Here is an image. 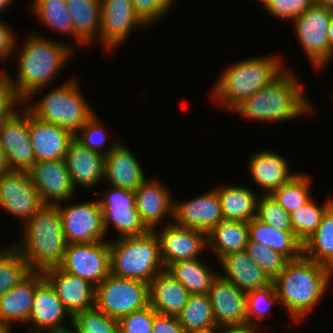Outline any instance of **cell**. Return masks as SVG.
Segmentation results:
<instances>
[{
    "mask_svg": "<svg viewBox=\"0 0 333 333\" xmlns=\"http://www.w3.org/2000/svg\"><path fill=\"white\" fill-rule=\"evenodd\" d=\"M330 280V268L302 255L289 260L284 271L272 283L279 303L285 306L294 322H299L315 309Z\"/></svg>",
    "mask_w": 333,
    "mask_h": 333,
    "instance_id": "1",
    "label": "cell"
},
{
    "mask_svg": "<svg viewBox=\"0 0 333 333\" xmlns=\"http://www.w3.org/2000/svg\"><path fill=\"white\" fill-rule=\"evenodd\" d=\"M23 46L22 51L15 54L19 64L16 80L8 74L6 78L25 102L55 78L70 59L72 48L37 34L28 37Z\"/></svg>",
    "mask_w": 333,
    "mask_h": 333,
    "instance_id": "2",
    "label": "cell"
},
{
    "mask_svg": "<svg viewBox=\"0 0 333 333\" xmlns=\"http://www.w3.org/2000/svg\"><path fill=\"white\" fill-rule=\"evenodd\" d=\"M23 226L24 237L13 246L24 257L30 270L43 272L59 267L67 243L58 206L44 204Z\"/></svg>",
    "mask_w": 333,
    "mask_h": 333,
    "instance_id": "3",
    "label": "cell"
},
{
    "mask_svg": "<svg viewBox=\"0 0 333 333\" xmlns=\"http://www.w3.org/2000/svg\"><path fill=\"white\" fill-rule=\"evenodd\" d=\"M302 87L288 68L270 84L246 99L234 111L256 121H287L312 113V105L303 95Z\"/></svg>",
    "mask_w": 333,
    "mask_h": 333,
    "instance_id": "4",
    "label": "cell"
},
{
    "mask_svg": "<svg viewBox=\"0 0 333 333\" xmlns=\"http://www.w3.org/2000/svg\"><path fill=\"white\" fill-rule=\"evenodd\" d=\"M278 57L246 59L227 67L213 88L212 98L234 111L284 71Z\"/></svg>",
    "mask_w": 333,
    "mask_h": 333,
    "instance_id": "5",
    "label": "cell"
},
{
    "mask_svg": "<svg viewBox=\"0 0 333 333\" xmlns=\"http://www.w3.org/2000/svg\"><path fill=\"white\" fill-rule=\"evenodd\" d=\"M111 274L149 284L165 270L160 241L155 231L140 236L119 237L109 242Z\"/></svg>",
    "mask_w": 333,
    "mask_h": 333,
    "instance_id": "6",
    "label": "cell"
},
{
    "mask_svg": "<svg viewBox=\"0 0 333 333\" xmlns=\"http://www.w3.org/2000/svg\"><path fill=\"white\" fill-rule=\"evenodd\" d=\"M57 87L37 101V104L28 105L26 109L39 120L76 134L94 112L84 100L74 78Z\"/></svg>",
    "mask_w": 333,
    "mask_h": 333,
    "instance_id": "7",
    "label": "cell"
},
{
    "mask_svg": "<svg viewBox=\"0 0 333 333\" xmlns=\"http://www.w3.org/2000/svg\"><path fill=\"white\" fill-rule=\"evenodd\" d=\"M149 305V285L110 274L95 287L94 306L109 317L119 320Z\"/></svg>",
    "mask_w": 333,
    "mask_h": 333,
    "instance_id": "8",
    "label": "cell"
},
{
    "mask_svg": "<svg viewBox=\"0 0 333 333\" xmlns=\"http://www.w3.org/2000/svg\"><path fill=\"white\" fill-rule=\"evenodd\" d=\"M332 14V8L313 4L292 21L298 41L315 69L324 67L333 56L328 42Z\"/></svg>",
    "mask_w": 333,
    "mask_h": 333,
    "instance_id": "9",
    "label": "cell"
},
{
    "mask_svg": "<svg viewBox=\"0 0 333 333\" xmlns=\"http://www.w3.org/2000/svg\"><path fill=\"white\" fill-rule=\"evenodd\" d=\"M59 267L96 287L111 274L109 241L67 244Z\"/></svg>",
    "mask_w": 333,
    "mask_h": 333,
    "instance_id": "10",
    "label": "cell"
},
{
    "mask_svg": "<svg viewBox=\"0 0 333 333\" xmlns=\"http://www.w3.org/2000/svg\"><path fill=\"white\" fill-rule=\"evenodd\" d=\"M110 188V191L101 193L103 197L101 200L98 199L106 232L110 224H113L118 234H121L120 237L140 236L147 233L149 230L142 223L136 208L134 191L114 186Z\"/></svg>",
    "mask_w": 333,
    "mask_h": 333,
    "instance_id": "11",
    "label": "cell"
},
{
    "mask_svg": "<svg viewBox=\"0 0 333 333\" xmlns=\"http://www.w3.org/2000/svg\"><path fill=\"white\" fill-rule=\"evenodd\" d=\"M58 206L67 244L104 241L107 234L103 224V212L99 201L78 203L75 206Z\"/></svg>",
    "mask_w": 333,
    "mask_h": 333,
    "instance_id": "12",
    "label": "cell"
},
{
    "mask_svg": "<svg viewBox=\"0 0 333 333\" xmlns=\"http://www.w3.org/2000/svg\"><path fill=\"white\" fill-rule=\"evenodd\" d=\"M44 205L28 172L7 170L0 174V207L13 216L23 219V224Z\"/></svg>",
    "mask_w": 333,
    "mask_h": 333,
    "instance_id": "13",
    "label": "cell"
},
{
    "mask_svg": "<svg viewBox=\"0 0 333 333\" xmlns=\"http://www.w3.org/2000/svg\"><path fill=\"white\" fill-rule=\"evenodd\" d=\"M16 113L0 124V143L10 170L28 172L36 162L29 134V111ZM24 114V115H23Z\"/></svg>",
    "mask_w": 333,
    "mask_h": 333,
    "instance_id": "14",
    "label": "cell"
},
{
    "mask_svg": "<svg viewBox=\"0 0 333 333\" xmlns=\"http://www.w3.org/2000/svg\"><path fill=\"white\" fill-rule=\"evenodd\" d=\"M164 227L160 232L158 229L154 231L160 241L161 257L165 269L180 260L198 259V255L204 249L208 250L206 233L174 223H168Z\"/></svg>",
    "mask_w": 333,
    "mask_h": 333,
    "instance_id": "15",
    "label": "cell"
},
{
    "mask_svg": "<svg viewBox=\"0 0 333 333\" xmlns=\"http://www.w3.org/2000/svg\"><path fill=\"white\" fill-rule=\"evenodd\" d=\"M28 173L44 204L68 201L75 193L64 160L37 161Z\"/></svg>",
    "mask_w": 333,
    "mask_h": 333,
    "instance_id": "16",
    "label": "cell"
},
{
    "mask_svg": "<svg viewBox=\"0 0 333 333\" xmlns=\"http://www.w3.org/2000/svg\"><path fill=\"white\" fill-rule=\"evenodd\" d=\"M174 224L208 234L223 218L216 187L197 198L173 206Z\"/></svg>",
    "mask_w": 333,
    "mask_h": 333,
    "instance_id": "17",
    "label": "cell"
},
{
    "mask_svg": "<svg viewBox=\"0 0 333 333\" xmlns=\"http://www.w3.org/2000/svg\"><path fill=\"white\" fill-rule=\"evenodd\" d=\"M208 296L217 326L247 325L246 292L218 274L209 289Z\"/></svg>",
    "mask_w": 333,
    "mask_h": 333,
    "instance_id": "18",
    "label": "cell"
},
{
    "mask_svg": "<svg viewBox=\"0 0 333 333\" xmlns=\"http://www.w3.org/2000/svg\"><path fill=\"white\" fill-rule=\"evenodd\" d=\"M145 27L136 15L131 0H101L100 40L112 50L126 40L135 27Z\"/></svg>",
    "mask_w": 333,
    "mask_h": 333,
    "instance_id": "19",
    "label": "cell"
},
{
    "mask_svg": "<svg viewBox=\"0 0 333 333\" xmlns=\"http://www.w3.org/2000/svg\"><path fill=\"white\" fill-rule=\"evenodd\" d=\"M43 275L72 317L94 307L95 286L89 281L60 267L47 269Z\"/></svg>",
    "mask_w": 333,
    "mask_h": 333,
    "instance_id": "20",
    "label": "cell"
},
{
    "mask_svg": "<svg viewBox=\"0 0 333 333\" xmlns=\"http://www.w3.org/2000/svg\"><path fill=\"white\" fill-rule=\"evenodd\" d=\"M64 316L65 318L68 316L72 321V316L51 285L44 279L36 288L31 314L27 321L35 326L36 331L31 328L29 333H57L66 330L68 327L64 325Z\"/></svg>",
    "mask_w": 333,
    "mask_h": 333,
    "instance_id": "21",
    "label": "cell"
},
{
    "mask_svg": "<svg viewBox=\"0 0 333 333\" xmlns=\"http://www.w3.org/2000/svg\"><path fill=\"white\" fill-rule=\"evenodd\" d=\"M43 280V272L31 271L0 297V329H10L16 321L27 323L36 288Z\"/></svg>",
    "mask_w": 333,
    "mask_h": 333,
    "instance_id": "22",
    "label": "cell"
},
{
    "mask_svg": "<svg viewBox=\"0 0 333 333\" xmlns=\"http://www.w3.org/2000/svg\"><path fill=\"white\" fill-rule=\"evenodd\" d=\"M29 134L37 161L64 160L74 134L58 125L39 120L29 112Z\"/></svg>",
    "mask_w": 333,
    "mask_h": 333,
    "instance_id": "23",
    "label": "cell"
},
{
    "mask_svg": "<svg viewBox=\"0 0 333 333\" xmlns=\"http://www.w3.org/2000/svg\"><path fill=\"white\" fill-rule=\"evenodd\" d=\"M64 161L75 189L78 185L93 187L104 180L105 156L83 146L75 138L69 144Z\"/></svg>",
    "mask_w": 333,
    "mask_h": 333,
    "instance_id": "24",
    "label": "cell"
},
{
    "mask_svg": "<svg viewBox=\"0 0 333 333\" xmlns=\"http://www.w3.org/2000/svg\"><path fill=\"white\" fill-rule=\"evenodd\" d=\"M171 192L156 180H145L134 191L136 208L142 223L149 231L157 229L163 216L173 217V199Z\"/></svg>",
    "mask_w": 333,
    "mask_h": 333,
    "instance_id": "25",
    "label": "cell"
},
{
    "mask_svg": "<svg viewBox=\"0 0 333 333\" xmlns=\"http://www.w3.org/2000/svg\"><path fill=\"white\" fill-rule=\"evenodd\" d=\"M125 146L118 142L105 155L104 179L110 186L135 191L146 178L138 160Z\"/></svg>",
    "mask_w": 333,
    "mask_h": 333,
    "instance_id": "26",
    "label": "cell"
},
{
    "mask_svg": "<svg viewBox=\"0 0 333 333\" xmlns=\"http://www.w3.org/2000/svg\"><path fill=\"white\" fill-rule=\"evenodd\" d=\"M148 285L149 305L157 313L178 316L190 296L189 291L166 269Z\"/></svg>",
    "mask_w": 333,
    "mask_h": 333,
    "instance_id": "27",
    "label": "cell"
},
{
    "mask_svg": "<svg viewBox=\"0 0 333 333\" xmlns=\"http://www.w3.org/2000/svg\"><path fill=\"white\" fill-rule=\"evenodd\" d=\"M219 263L225 274L221 275L243 292L269 286L272 281L245 252H237L223 257Z\"/></svg>",
    "mask_w": 333,
    "mask_h": 333,
    "instance_id": "28",
    "label": "cell"
},
{
    "mask_svg": "<svg viewBox=\"0 0 333 333\" xmlns=\"http://www.w3.org/2000/svg\"><path fill=\"white\" fill-rule=\"evenodd\" d=\"M249 162L250 175L264 194H271L296 175L290 173L286 159L273 151L257 152Z\"/></svg>",
    "mask_w": 333,
    "mask_h": 333,
    "instance_id": "29",
    "label": "cell"
},
{
    "mask_svg": "<svg viewBox=\"0 0 333 333\" xmlns=\"http://www.w3.org/2000/svg\"><path fill=\"white\" fill-rule=\"evenodd\" d=\"M249 239L275 250L288 260L298 259L303 255V243L294 231H283L253 218L248 222Z\"/></svg>",
    "mask_w": 333,
    "mask_h": 333,
    "instance_id": "30",
    "label": "cell"
},
{
    "mask_svg": "<svg viewBox=\"0 0 333 333\" xmlns=\"http://www.w3.org/2000/svg\"><path fill=\"white\" fill-rule=\"evenodd\" d=\"M73 33L79 44H88L101 33V0H65Z\"/></svg>",
    "mask_w": 333,
    "mask_h": 333,
    "instance_id": "31",
    "label": "cell"
},
{
    "mask_svg": "<svg viewBox=\"0 0 333 333\" xmlns=\"http://www.w3.org/2000/svg\"><path fill=\"white\" fill-rule=\"evenodd\" d=\"M248 239V222L243 221L222 220L207 234L208 247L218 261L229 254L245 251Z\"/></svg>",
    "mask_w": 333,
    "mask_h": 333,
    "instance_id": "32",
    "label": "cell"
},
{
    "mask_svg": "<svg viewBox=\"0 0 333 333\" xmlns=\"http://www.w3.org/2000/svg\"><path fill=\"white\" fill-rule=\"evenodd\" d=\"M224 220L249 222L256 217V195L249 189L239 186L217 187Z\"/></svg>",
    "mask_w": 333,
    "mask_h": 333,
    "instance_id": "33",
    "label": "cell"
},
{
    "mask_svg": "<svg viewBox=\"0 0 333 333\" xmlns=\"http://www.w3.org/2000/svg\"><path fill=\"white\" fill-rule=\"evenodd\" d=\"M173 275L190 294H208L209 289L218 276L207 264L199 259L180 260L166 269Z\"/></svg>",
    "mask_w": 333,
    "mask_h": 333,
    "instance_id": "34",
    "label": "cell"
},
{
    "mask_svg": "<svg viewBox=\"0 0 333 333\" xmlns=\"http://www.w3.org/2000/svg\"><path fill=\"white\" fill-rule=\"evenodd\" d=\"M303 255L328 268L333 266V204L325 211L317 230L303 243Z\"/></svg>",
    "mask_w": 333,
    "mask_h": 333,
    "instance_id": "35",
    "label": "cell"
},
{
    "mask_svg": "<svg viewBox=\"0 0 333 333\" xmlns=\"http://www.w3.org/2000/svg\"><path fill=\"white\" fill-rule=\"evenodd\" d=\"M177 317L186 333L217 327L208 294H190Z\"/></svg>",
    "mask_w": 333,
    "mask_h": 333,
    "instance_id": "36",
    "label": "cell"
},
{
    "mask_svg": "<svg viewBox=\"0 0 333 333\" xmlns=\"http://www.w3.org/2000/svg\"><path fill=\"white\" fill-rule=\"evenodd\" d=\"M33 12L41 23L60 33L74 36L65 0H33Z\"/></svg>",
    "mask_w": 333,
    "mask_h": 333,
    "instance_id": "37",
    "label": "cell"
},
{
    "mask_svg": "<svg viewBox=\"0 0 333 333\" xmlns=\"http://www.w3.org/2000/svg\"><path fill=\"white\" fill-rule=\"evenodd\" d=\"M310 183L309 176L299 173L270 195L290 214L311 199L309 196Z\"/></svg>",
    "mask_w": 333,
    "mask_h": 333,
    "instance_id": "38",
    "label": "cell"
},
{
    "mask_svg": "<svg viewBox=\"0 0 333 333\" xmlns=\"http://www.w3.org/2000/svg\"><path fill=\"white\" fill-rule=\"evenodd\" d=\"M30 272L24 257L14 246L0 249V297Z\"/></svg>",
    "mask_w": 333,
    "mask_h": 333,
    "instance_id": "39",
    "label": "cell"
},
{
    "mask_svg": "<svg viewBox=\"0 0 333 333\" xmlns=\"http://www.w3.org/2000/svg\"><path fill=\"white\" fill-rule=\"evenodd\" d=\"M332 204L333 200L328 199L321 206H317L311 198L305 205L290 213L293 231L302 243L317 230L325 211Z\"/></svg>",
    "mask_w": 333,
    "mask_h": 333,
    "instance_id": "40",
    "label": "cell"
},
{
    "mask_svg": "<svg viewBox=\"0 0 333 333\" xmlns=\"http://www.w3.org/2000/svg\"><path fill=\"white\" fill-rule=\"evenodd\" d=\"M245 252L264 271L271 281L284 271L289 261L281 253L250 239H248Z\"/></svg>",
    "mask_w": 333,
    "mask_h": 333,
    "instance_id": "41",
    "label": "cell"
},
{
    "mask_svg": "<svg viewBox=\"0 0 333 333\" xmlns=\"http://www.w3.org/2000/svg\"><path fill=\"white\" fill-rule=\"evenodd\" d=\"M72 324L83 333H113L118 328V320L109 317L95 306L76 313Z\"/></svg>",
    "mask_w": 333,
    "mask_h": 333,
    "instance_id": "42",
    "label": "cell"
},
{
    "mask_svg": "<svg viewBox=\"0 0 333 333\" xmlns=\"http://www.w3.org/2000/svg\"><path fill=\"white\" fill-rule=\"evenodd\" d=\"M260 198L255 218L279 230L293 231L290 214L270 194H263Z\"/></svg>",
    "mask_w": 333,
    "mask_h": 333,
    "instance_id": "43",
    "label": "cell"
},
{
    "mask_svg": "<svg viewBox=\"0 0 333 333\" xmlns=\"http://www.w3.org/2000/svg\"><path fill=\"white\" fill-rule=\"evenodd\" d=\"M247 325L256 327V319H262L270 313L272 305L279 303L273 283L269 286L247 292ZM270 307V308H269Z\"/></svg>",
    "mask_w": 333,
    "mask_h": 333,
    "instance_id": "44",
    "label": "cell"
},
{
    "mask_svg": "<svg viewBox=\"0 0 333 333\" xmlns=\"http://www.w3.org/2000/svg\"><path fill=\"white\" fill-rule=\"evenodd\" d=\"M100 123L101 122L99 121L98 117L93 114L85 123V125L81 127L76 132V134H74V138L79 141L83 146L105 156L114 148V146L119 141L113 143L112 146L110 145L107 150H103V147L105 148V142L107 139V131H105L102 124Z\"/></svg>",
    "mask_w": 333,
    "mask_h": 333,
    "instance_id": "45",
    "label": "cell"
},
{
    "mask_svg": "<svg viewBox=\"0 0 333 333\" xmlns=\"http://www.w3.org/2000/svg\"><path fill=\"white\" fill-rule=\"evenodd\" d=\"M157 312L148 305L134 311L118 320V327L122 333H152L154 315Z\"/></svg>",
    "mask_w": 333,
    "mask_h": 333,
    "instance_id": "46",
    "label": "cell"
},
{
    "mask_svg": "<svg viewBox=\"0 0 333 333\" xmlns=\"http://www.w3.org/2000/svg\"><path fill=\"white\" fill-rule=\"evenodd\" d=\"M312 5V0H270L263 7L273 16L293 21Z\"/></svg>",
    "mask_w": 333,
    "mask_h": 333,
    "instance_id": "47",
    "label": "cell"
},
{
    "mask_svg": "<svg viewBox=\"0 0 333 333\" xmlns=\"http://www.w3.org/2000/svg\"><path fill=\"white\" fill-rule=\"evenodd\" d=\"M136 15L145 25L157 22L167 13L173 0H131ZM157 20V21H156Z\"/></svg>",
    "mask_w": 333,
    "mask_h": 333,
    "instance_id": "48",
    "label": "cell"
},
{
    "mask_svg": "<svg viewBox=\"0 0 333 333\" xmlns=\"http://www.w3.org/2000/svg\"><path fill=\"white\" fill-rule=\"evenodd\" d=\"M23 101L7 78L3 80L0 83V124L16 114L15 104H24Z\"/></svg>",
    "mask_w": 333,
    "mask_h": 333,
    "instance_id": "49",
    "label": "cell"
},
{
    "mask_svg": "<svg viewBox=\"0 0 333 333\" xmlns=\"http://www.w3.org/2000/svg\"><path fill=\"white\" fill-rule=\"evenodd\" d=\"M152 333H186L177 316L156 313Z\"/></svg>",
    "mask_w": 333,
    "mask_h": 333,
    "instance_id": "50",
    "label": "cell"
},
{
    "mask_svg": "<svg viewBox=\"0 0 333 333\" xmlns=\"http://www.w3.org/2000/svg\"><path fill=\"white\" fill-rule=\"evenodd\" d=\"M5 24L6 23H3L0 20V60L1 58L3 60L6 58L8 59V57L10 58V55L14 56L12 53L16 51L15 47H17V38H15L11 29H9Z\"/></svg>",
    "mask_w": 333,
    "mask_h": 333,
    "instance_id": "51",
    "label": "cell"
},
{
    "mask_svg": "<svg viewBox=\"0 0 333 333\" xmlns=\"http://www.w3.org/2000/svg\"><path fill=\"white\" fill-rule=\"evenodd\" d=\"M218 329V330H217ZM259 328L250 325L217 326L216 333H258Z\"/></svg>",
    "mask_w": 333,
    "mask_h": 333,
    "instance_id": "52",
    "label": "cell"
},
{
    "mask_svg": "<svg viewBox=\"0 0 333 333\" xmlns=\"http://www.w3.org/2000/svg\"><path fill=\"white\" fill-rule=\"evenodd\" d=\"M7 170H9V166L6 160L5 151L0 143V174L4 173Z\"/></svg>",
    "mask_w": 333,
    "mask_h": 333,
    "instance_id": "53",
    "label": "cell"
},
{
    "mask_svg": "<svg viewBox=\"0 0 333 333\" xmlns=\"http://www.w3.org/2000/svg\"><path fill=\"white\" fill-rule=\"evenodd\" d=\"M328 42L330 49L333 51V14L331 15L328 27Z\"/></svg>",
    "mask_w": 333,
    "mask_h": 333,
    "instance_id": "54",
    "label": "cell"
},
{
    "mask_svg": "<svg viewBox=\"0 0 333 333\" xmlns=\"http://www.w3.org/2000/svg\"><path fill=\"white\" fill-rule=\"evenodd\" d=\"M313 4L318 6H326L333 9V0H312Z\"/></svg>",
    "mask_w": 333,
    "mask_h": 333,
    "instance_id": "55",
    "label": "cell"
},
{
    "mask_svg": "<svg viewBox=\"0 0 333 333\" xmlns=\"http://www.w3.org/2000/svg\"><path fill=\"white\" fill-rule=\"evenodd\" d=\"M187 333H216V327H211L204 330L191 331Z\"/></svg>",
    "mask_w": 333,
    "mask_h": 333,
    "instance_id": "56",
    "label": "cell"
},
{
    "mask_svg": "<svg viewBox=\"0 0 333 333\" xmlns=\"http://www.w3.org/2000/svg\"><path fill=\"white\" fill-rule=\"evenodd\" d=\"M11 1L13 0H0V12L4 11L3 9L5 7L7 8V6L10 5Z\"/></svg>",
    "mask_w": 333,
    "mask_h": 333,
    "instance_id": "57",
    "label": "cell"
},
{
    "mask_svg": "<svg viewBox=\"0 0 333 333\" xmlns=\"http://www.w3.org/2000/svg\"><path fill=\"white\" fill-rule=\"evenodd\" d=\"M73 328H75L74 330H71L70 329V327L69 328H67L66 330H63V331H61V332H57V333H83V332H81L80 330H78L75 326L73 327ZM74 331V332H73Z\"/></svg>",
    "mask_w": 333,
    "mask_h": 333,
    "instance_id": "58",
    "label": "cell"
},
{
    "mask_svg": "<svg viewBox=\"0 0 333 333\" xmlns=\"http://www.w3.org/2000/svg\"><path fill=\"white\" fill-rule=\"evenodd\" d=\"M5 79H6V74L5 73L2 74L0 71V83Z\"/></svg>",
    "mask_w": 333,
    "mask_h": 333,
    "instance_id": "59",
    "label": "cell"
},
{
    "mask_svg": "<svg viewBox=\"0 0 333 333\" xmlns=\"http://www.w3.org/2000/svg\"><path fill=\"white\" fill-rule=\"evenodd\" d=\"M11 329H0V333H10Z\"/></svg>",
    "mask_w": 333,
    "mask_h": 333,
    "instance_id": "60",
    "label": "cell"
},
{
    "mask_svg": "<svg viewBox=\"0 0 333 333\" xmlns=\"http://www.w3.org/2000/svg\"><path fill=\"white\" fill-rule=\"evenodd\" d=\"M261 3H262V5L264 6L266 3H268L270 0H259Z\"/></svg>",
    "mask_w": 333,
    "mask_h": 333,
    "instance_id": "61",
    "label": "cell"
},
{
    "mask_svg": "<svg viewBox=\"0 0 333 333\" xmlns=\"http://www.w3.org/2000/svg\"><path fill=\"white\" fill-rule=\"evenodd\" d=\"M332 275H333V266L330 268V279H332Z\"/></svg>",
    "mask_w": 333,
    "mask_h": 333,
    "instance_id": "62",
    "label": "cell"
},
{
    "mask_svg": "<svg viewBox=\"0 0 333 333\" xmlns=\"http://www.w3.org/2000/svg\"><path fill=\"white\" fill-rule=\"evenodd\" d=\"M113 333H122V332L120 331V328L118 327Z\"/></svg>",
    "mask_w": 333,
    "mask_h": 333,
    "instance_id": "63",
    "label": "cell"
}]
</instances>
